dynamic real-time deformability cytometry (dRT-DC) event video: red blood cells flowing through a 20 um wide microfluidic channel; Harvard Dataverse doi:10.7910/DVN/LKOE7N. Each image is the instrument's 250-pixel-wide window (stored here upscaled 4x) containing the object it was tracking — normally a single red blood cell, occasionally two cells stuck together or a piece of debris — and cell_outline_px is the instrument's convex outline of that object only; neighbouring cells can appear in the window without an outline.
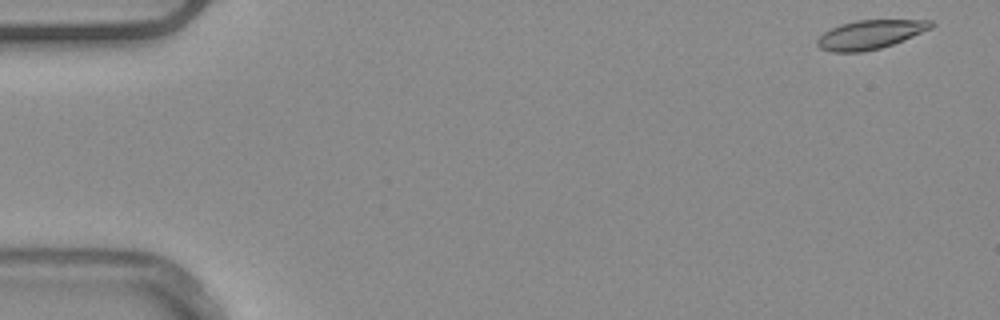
{"species": "common noctule bat (a hibernating species)", "species_latin": "Nyctalus noctula", "temperature_condition": "warm", "stored_images_in_passage": 11, "camera_frame_rate_fps": 3000, "um_per_image_px": 0.085, "animal": {"sex": "male", "body_mass_g": 20.4}, "frame": {"image": 1, "passage_image": 1, "time_ms": 0.0, "image_size_px": [1000, 320], "cell_outline_px": [[936, 24], [932, 28], [904, 40], [880, 48], [864, 52], [832, 52], [820, 48], [816, 44], [816, 40], [824, 32], [840, 24], [856, 20], [932, 20]], "centroid_in_image_um": [73.97, 2.93], "position_along_channel_um": 11.0, "area_um2": 19.25}}